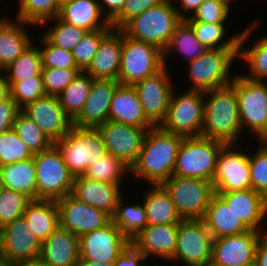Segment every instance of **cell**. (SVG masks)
<instances>
[{"label":"cell","mask_w":267,"mask_h":266,"mask_svg":"<svg viewBox=\"0 0 267 266\" xmlns=\"http://www.w3.org/2000/svg\"><path fill=\"white\" fill-rule=\"evenodd\" d=\"M256 151L249 149L251 189L267 199V142L258 141Z\"/></svg>","instance_id":"45"},{"label":"cell","mask_w":267,"mask_h":266,"mask_svg":"<svg viewBox=\"0 0 267 266\" xmlns=\"http://www.w3.org/2000/svg\"><path fill=\"white\" fill-rule=\"evenodd\" d=\"M218 1H220V2H222V3H224V4H226V5H228L230 8H233V7H231V6L233 5V2H234L235 0H218Z\"/></svg>","instance_id":"61"},{"label":"cell","mask_w":267,"mask_h":266,"mask_svg":"<svg viewBox=\"0 0 267 266\" xmlns=\"http://www.w3.org/2000/svg\"><path fill=\"white\" fill-rule=\"evenodd\" d=\"M38 41L41 42L38 47L42 57V68L78 69L70 50L52 45L43 35Z\"/></svg>","instance_id":"49"},{"label":"cell","mask_w":267,"mask_h":266,"mask_svg":"<svg viewBox=\"0 0 267 266\" xmlns=\"http://www.w3.org/2000/svg\"><path fill=\"white\" fill-rule=\"evenodd\" d=\"M145 261H148L145 255L130 243L113 262V266H147L144 265Z\"/></svg>","instance_id":"54"},{"label":"cell","mask_w":267,"mask_h":266,"mask_svg":"<svg viewBox=\"0 0 267 266\" xmlns=\"http://www.w3.org/2000/svg\"><path fill=\"white\" fill-rule=\"evenodd\" d=\"M260 20H252L251 23L242 29L239 37L238 59L247 62L248 73L243 74L248 79L267 82V35L257 38L253 41L251 48L245 47L248 38L252 36L254 30L260 26Z\"/></svg>","instance_id":"30"},{"label":"cell","mask_w":267,"mask_h":266,"mask_svg":"<svg viewBox=\"0 0 267 266\" xmlns=\"http://www.w3.org/2000/svg\"><path fill=\"white\" fill-rule=\"evenodd\" d=\"M193 28L195 36L207 49L238 48L240 32L226 36L225 24H208L202 21H187Z\"/></svg>","instance_id":"38"},{"label":"cell","mask_w":267,"mask_h":266,"mask_svg":"<svg viewBox=\"0 0 267 266\" xmlns=\"http://www.w3.org/2000/svg\"><path fill=\"white\" fill-rule=\"evenodd\" d=\"M164 0H126L122 11L110 22L113 29H121L129 20Z\"/></svg>","instance_id":"52"},{"label":"cell","mask_w":267,"mask_h":266,"mask_svg":"<svg viewBox=\"0 0 267 266\" xmlns=\"http://www.w3.org/2000/svg\"><path fill=\"white\" fill-rule=\"evenodd\" d=\"M205 0H176L174 2L175 5L179 4L176 10L178 12L179 17L182 20H186L187 18L191 17L197 8L204 2ZM190 12V13H188Z\"/></svg>","instance_id":"56"},{"label":"cell","mask_w":267,"mask_h":266,"mask_svg":"<svg viewBox=\"0 0 267 266\" xmlns=\"http://www.w3.org/2000/svg\"><path fill=\"white\" fill-rule=\"evenodd\" d=\"M128 175V176H126ZM132 176L130 174V168L124 164L121 160L113 157L110 154H106L100 158L97 162L90 165L83 175L86 178L123 186L125 189V178Z\"/></svg>","instance_id":"39"},{"label":"cell","mask_w":267,"mask_h":266,"mask_svg":"<svg viewBox=\"0 0 267 266\" xmlns=\"http://www.w3.org/2000/svg\"><path fill=\"white\" fill-rule=\"evenodd\" d=\"M51 21V22H50ZM53 23V24H52ZM51 25V26H50ZM45 29L42 35L54 46L72 51L83 38L86 30L70 25L58 17L47 20L40 25Z\"/></svg>","instance_id":"40"},{"label":"cell","mask_w":267,"mask_h":266,"mask_svg":"<svg viewBox=\"0 0 267 266\" xmlns=\"http://www.w3.org/2000/svg\"><path fill=\"white\" fill-rule=\"evenodd\" d=\"M266 218H267V206H266ZM266 220V222H267V219H265ZM265 234H267V228L265 227L264 228V231H263Z\"/></svg>","instance_id":"62"},{"label":"cell","mask_w":267,"mask_h":266,"mask_svg":"<svg viewBox=\"0 0 267 266\" xmlns=\"http://www.w3.org/2000/svg\"><path fill=\"white\" fill-rule=\"evenodd\" d=\"M213 239L203 219L182 220L178 224L177 247L170 264L209 266Z\"/></svg>","instance_id":"12"},{"label":"cell","mask_w":267,"mask_h":266,"mask_svg":"<svg viewBox=\"0 0 267 266\" xmlns=\"http://www.w3.org/2000/svg\"><path fill=\"white\" fill-rule=\"evenodd\" d=\"M169 193L182 220L203 219L212 196V182L172 176L161 184Z\"/></svg>","instance_id":"11"},{"label":"cell","mask_w":267,"mask_h":266,"mask_svg":"<svg viewBox=\"0 0 267 266\" xmlns=\"http://www.w3.org/2000/svg\"><path fill=\"white\" fill-rule=\"evenodd\" d=\"M22 111L55 143L68 133L72 120L65 114L56 95L46 94L28 104Z\"/></svg>","instance_id":"20"},{"label":"cell","mask_w":267,"mask_h":266,"mask_svg":"<svg viewBox=\"0 0 267 266\" xmlns=\"http://www.w3.org/2000/svg\"><path fill=\"white\" fill-rule=\"evenodd\" d=\"M94 80L90 74L80 71L69 86L57 96L62 109L72 121L82 111Z\"/></svg>","instance_id":"37"},{"label":"cell","mask_w":267,"mask_h":266,"mask_svg":"<svg viewBox=\"0 0 267 266\" xmlns=\"http://www.w3.org/2000/svg\"><path fill=\"white\" fill-rule=\"evenodd\" d=\"M183 136L167 132L160 126L150 128L130 174L151 185H160L174 174L179 145Z\"/></svg>","instance_id":"1"},{"label":"cell","mask_w":267,"mask_h":266,"mask_svg":"<svg viewBox=\"0 0 267 266\" xmlns=\"http://www.w3.org/2000/svg\"><path fill=\"white\" fill-rule=\"evenodd\" d=\"M76 266H113V263H103L91 260H79Z\"/></svg>","instance_id":"60"},{"label":"cell","mask_w":267,"mask_h":266,"mask_svg":"<svg viewBox=\"0 0 267 266\" xmlns=\"http://www.w3.org/2000/svg\"><path fill=\"white\" fill-rule=\"evenodd\" d=\"M54 144L74 177L83 176L90 165L108 153L97 128L72 124L65 137Z\"/></svg>","instance_id":"6"},{"label":"cell","mask_w":267,"mask_h":266,"mask_svg":"<svg viewBox=\"0 0 267 266\" xmlns=\"http://www.w3.org/2000/svg\"><path fill=\"white\" fill-rule=\"evenodd\" d=\"M204 124V92L173 90L167 115L160 127L183 137H199Z\"/></svg>","instance_id":"10"},{"label":"cell","mask_w":267,"mask_h":266,"mask_svg":"<svg viewBox=\"0 0 267 266\" xmlns=\"http://www.w3.org/2000/svg\"><path fill=\"white\" fill-rule=\"evenodd\" d=\"M124 192L122 186L78 176L74 178L70 194L77 200L105 211L112 217L119 198Z\"/></svg>","instance_id":"24"},{"label":"cell","mask_w":267,"mask_h":266,"mask_svg":"<svg viewBox=\"0 0 267 266\" xmlns=\"http://www.w3.org/2000/svg\"><path fill=\"white\" fill-rule=\"evenodd\" d=\"M147 189L142 196L147 225L179 224L182 218L166 189L161 184L151 185Z\"/></svg>","instance_id":"33"},{"label":"cell","mask_w":267,"mask_h":266,"mask_svg":"<svg viewBox=\"0 0 267 266\" xmlns=\"http://www.w3.org/2000/svg\"><path fill=\"white\" fill-rule=\"evenodd\" d=\"M112 29L87 31L80 42L71 51L80 71H85L94 58L101 40Z\"/></svg>","instance_id":"47"},{"label":"cell","mask_w":267,"mask_h":266,"mask_svg":"<svg viewBox=\"0 0 267 266\" xmlns=\"http://www.w3.org/2000/svg\"><path fill=\"white\" fill-rule=\"evenodd\" d=\"M126 196L123 194L118 201L112 222L120 232L130 241L144 229L147 225L146 211L143 203L130 204L125 202Z\"/></svg>","instance_id":"36"},{"label":"cell","mask_w":267,"mask_h":266,"mask_svg":"<svg viewBox=\"0 0 267 266\" xmlns=\"http://www.w3.org/2000/svg\"><path fill=\"white\" fill-rule=\"evenodd\" d=\"M237 58L238 48L208 49L186 64L191 83L187 90L205 92L230 85L236 76L231 68Z\"/></svg>","instance_id":"4"},{"label":"cell","mask_w":267,"mask_h":266,"mask_svg":"<svg viewBox=\"0 0 267 266\" xmlns=\"http://www.w3.org/2000/svg\"><path fill=\"white\" fill-rule=\"evenodd\" d=\"M242 266H256V264L252 263V264H246V265H242Z\"/></svg>","instance_id":"64"},{"label":"cell","mask_w":267,"mask_h":266,"mask_svg":"<svg viewBox=\"0 0 267 266\" xmlns=\"http://www.w3.org/2000/svg\"><path fill=\"white\" fill-rule=\"evenodd\" d=\"M256 266H267V234L260 232L255 257Z\"/></svg>","instance_id":"57"},{"label":"cell","mask_w":267,"mask_h":266,"mask_svg":"<svg viewBox=\"0 0 267 266\" xmlns=\"http://www.w3.org/2000/svg\"><path fill=\"white\" fill-rule=\"evenodd\" d=\"M79 69L42 68L46 94L58 96L79 74Z\"/></svg>","instance_id":"50"},{"label":"cell","mask_w":267,"mask_h":266,"mask_svg":"<svg viewBox=\"0 0 267 266\" xmlns=\"http://www.w3.org/2000/svg\"><path fill=\"white\" fill-rule=\"evenodd\" d=\"M60 20L86 31L113 29L101 12L98 0H68L60 5Z\"/></svg>","instance_id":"29"},{"label":"cell","mask_w":267,"mask_h":266,"mask_svg":"<svg viewBox=\"0 0 267 266\" xmlns=\"http://www.w3.org/2000/svg\"><path fill=\"white\" fill-rule=\"evenodd\" d=\"M164 68L163 50L159 47L130 38L123 33L118 82L135 85Z\"/></svg>","instance_id":"9"},{"label":"cell","mask_w":267,"mask_h":266,"mask_svg":"<svg viewBox=\"0 0 267 266\" xmlns=\"http://www.w3.org/2000/svg\"><path fill=\"white\" fill-rule=\"evenodd\" d=\"M3 184H2V181H1V179H0V194H1V192H2V190H3Z\"/></svg>","instance_id":"63"},{"label":"cell","mask_w":267,"mask_h":266,"mask_svg":"<svg viewBox=\"0 0 267 266\" xmlns=\"http://www.w3.org/2000/svg\"><path fill=\"white\" fill-rule=\"evenodd\" d=\"M225 145L202 136L184 137L178 148L173 176L212 182L218 155Z\"/></svg>","instance_id":"7"},{"label":"cell","mask_w":267,"mask_h":266,"mask_svg":"<svg viewBox=\"0 0 267 266\" xmlns=\"http://www.w3.org/2000/svg\"><path fill=\"white\" fill-rule=\"evenodd\" d=\"M56 204L60 226L78 237L102 228L112 220L105 211L79 201L71 194L56 200Z\"/></svg>","instance_id":"18"},{"label":"cell","mask_w":267,"mask_h":266,"mask_svg":"<svg viewBox=\"0 0 267 266\" xmlns=\"http://www.w3.org/2000/svg\"><path fill=\"white\" fill-rule=\"evenodd\" d=\"M242 134L235 89L227 85L205 91L204 124L201 136L224 144L236 145L240 139H244L241 138Z\"/></svg>","instance_id":"2"},{"label":"cell","mask_w":267,"mask_h":266,"mask_svg":"<svg viewBox=\"0 0 267 266\" xmlns=\"http://www.w3.org/2000/svg\"><path fill=\"white\" fill-rule=\"evenodd\" d=\"M230 85L235 89L242 132L255 135L256 141L266 140L267 82L248 79L238 72Z\"/></svg>","instance_id":"5"},{"label":"cell","mask_w":267,"mask_h":266,"mask_svg":"<svg viewBox=\"0 0 267 266\" xmlns=\"http://www.w3.org/2000/svg\"><path fill=\"white\" fill-rule=\"evenodd\" d=\"M10 96L22 110L37 98L46 95L42 75L33 76L23 81H8Z\"/></svg>","instance_id":"44"},{"label":"cell","mask_w":267,"mask_h":266,"mask_svg":"<svg viewBox=\"0 0 267 266\" xmlns=\"http://www.w3.org/2000/svg\"><path fill=\"white\" fill-rule=\"evenodd\" d=\"M13 129L33 155L47 150L53 144L42 129L22 110L16 116Z\"/></svg>","instance_id":"43"},{"label":"cell","mask_w":267,"mask_h":266,"mask_svg":"<svg viewBox=\"0 0 267 266\" xmlns=\"http://www.w3.org/2000/svg\"><path fill=\"white\" fill-rule=\"evenodd\" d=\"M123 45V32L112 29L100 42L98 50L85 70L94 79L118 81Z\"/></svg>","instance_id":"26"},{"label":"cell","mask_w":267,"mask_h":266,"mask_svg":"<svg viewBox=\"0 0 267 266\" xmlns=\"http://www.w3.org/2000/svg\"><path fill=\"white\" fill-rule=\"evenodd\" d=\"M108 154L129 168L137 161L147 129L108 120L97 127Z\"/></svg>","instance_id":"16"},{"label":"cell","mask_w":267,"mask_h":266,"mask_svg":"<svg viewBox=\"0 0 267 266\" xmlns=\"http://www.w3.org/2000/svg\"><path fill=\"white\" fill-rule=\"evenodd\" d=\"M259 237L260 232L250 230L213 239L209 266H242L255 263Z\"/></svg>","instance_id":"19"},{"label":"cell","mask_w":267,"mask_h":266,"mask_svg":"<svg viewBox=\"0 0 267 266\" xmlns=\"http://www.w3.org/2000/svg\"><path fill=\"white\" fill-rule=\"evenodd\" d=\"M238 145L226 144L218 155L212 179L215 193L251 189L249 148Z\"/></svg>","instance_id":"13"},{"label":"cell","mask_w":267,"mask_h":266,"mask_svg":"<svg viewBox=\"0 0 267 266\" xmlns=\"http://www.w3.org/2000/svg\"><path fill=\"white\" fill-rule=\"evenodd\" d=\"M3 167V163L1 161V158H0V169Z\"/></svg>","instance_id":"65"},{"label":"cell","mask_w":267,"mask_h":266,"mask_svg":"<svg viewBox=\"0 0 267 266\" xmlns=\"http://www.w3.org/2000/svg\"><path fill=\"white\" fill-rule=\"evenodd\" d=\"M39 257L49 266H76L80 259L79 237L59 226L42 242Z\"/></svg>","instance_id":"27"},{"label":"cell","mask_w":267,"mask_h":266,"mask_svg":"<svg viewBox=\"0 0 267 266\" xmlns=\"http://www.w3.org/2000/svg\"><path fill=\"white\" fill-rule=\"evenodd\" d=\"M10 266H49L40 257L30 260L18 261Z\"/></svg>","instance_id":"59"},{"label":"cell","mask_w":267,"mask_h":266,"mask_svg":"<svg viewBox=\"0 0 267 266\" xmlns=\"http://www.w3.org/2000/svg\"><path fill=\"white\" fill-rule=\"evenodd\" d=\"M175 7L174 0H164L129 20L120 30L132 39L164 50L175 27L182 21Z\"/></svg>","instance_id":"3"},{"label":"cell","mask_w":267,"mask_h":266,"mask_svg":"<svg viewBox=\"0 0 267 266\" xmlns=\"http://www.w3.org/2000/svg\"><path fill=\"white\" fill-rule=\"evenodd\" d=\"M177 233L178 224L146 225L131 243L145 255L147 260L155 257L154 262L159 259L162 262L164 260L165 264L174 257Z\"/></svg>","instance_id":"21"},{"label":"cell","mask_w":267,"mask_h":266,"mask_svg":"<svg viewBox=\"0 0 267 266\" xmlns=\"http://www.w3.org/2000/svg\"><path fill=\"white\" fill-rule=\"evenodd\" d=\"M109 120L149 130L154 125L144 114L137 92L131 85L119 84L110 103Z\"/></svg>","instance_id":"28"},{"label":"cell","mask_w":267,"mask_h":266,"mask_svg":"<svg viewBox=\"0 0 267 266\" xmlns=\"http://www.w3.org/2000/svg\"><path fill=\"white\" fill-rule=\"evenodd\" d=\"M19 111L20 109L10 95L0 101V133L13 128Z\"/></svg>","instance_id":"53"},{"label":"cell","mask_w":267,"mask_h":266,"mask_svg":"<svg viewBox=\"0 0 267 266\" xmlns=\"http://www.w3.org/2000/svg\"><path fill=\"white\" fill-rule=\"evenodd\" d=\"M130 243L111 220L106 226L79 237V260L113 263Z\"/></svg>","instance_id":"17"},{"label":"cell","mask_w":267,"mask_h":266,"mask_svg":"<svg viewBox=\"0 0 267 266\" xmlns=\"http://www.w3.org/2000/svg\"><path fill=\"white\" fill-rule=\"evenodd\" d=\"M115 80L95 79L80 114L72 121L79 127L97 128L109 120L110 103L116 87Z\"/></svg>","instance_id":"23"},{"label":"cell","mask_w":267,"mask_h":266,"mask_svg":"<svg viewBox=\"0 0 267 266\" xmlns=\"http://www.w3.org/2000/svg\"><path fill=\"white\" fill-rule=\"evenodd\" d=\"M14 18L0 17V70L6 69L35 42L27 31L35 25Z\"/></svg>","instance_id":"25"},{"label":"cell","mask_w":267,"mask_h":266,"mask_svg":"<svg viewBox=\"0 0 267 266\" xmlns=\"http://www.w3.org/2000/svg\"><path fill=\"white\" fill-rule=\"evenodd\" d=\"M231 8L218 0H205L186 21L225 24Z\"/></svg>","instance_id":"51"},{"label":"cell","mask_w":267,"mask_h":266,"mask_svg":"<svg viewBox=\"0 0 267 266\" xmlns=\"http://www.w3.org/2000/svg\"><path fill=\"white\" fill-rule=\"evenodd\" d=\"M36 171V200H58L71 193L74 176L53 143L47 150L33 155Z\"/></svg>","instance_id":"8"},{"label":"cell","mask_w":267,"mask_h":266,"mask_svg":"<svg viewBox=\"0 0 267 266\" xmlns=\"http://www.w3.org/2000/svg\"><path fill=\"white\" fill-rule=\"evenodd\" d=\"M41 244L36 235L29 233L25 218H17L0 229V262L2 266H10L38 258Z\"/></svg>","instance_id":"15"},{"label":"cell","mask_w":267,"mask_h":266,"mask_svg":"<svg viewBox=\"0 0 267 266\" xmlns=\"http://www.w3.org/2000/svg\"><path fill=\"white\" fill-rule=\"evenodd\" d=\"M208 49L195 36L192 26L186 21L182 20L174 30L172 37L166 48L163 50L164 67H170L167 62L168 59L173 58L177 54L182 55L185 62H191ZM175 55H174V54Z\"/></svg>","instance_id":"34"},{"label":"cell","mask_w":267,"mask_h":266,"mask_svg":"<svg viewBox=\"0 0 267 266\" xmlns=\"http://www.w3.org/2000/svg\"><path fill=\"white\" fill-rule=\"evenodd\" d=\"M0 158L3 165L33 158L27 145L12 128L0 133Z\"/></svg>","instance_id":"48"},{"label":"cell","mask_w":267,"mask_h":266,"mask_svg":"<svg viewBox=\"0 0 267 266\" xmlns=\"http://www.w3.org/2000/svg\"><path fill=\"white\" fill-rule=\"evenodd\" d=\"M126 0H98L101 12L111 22L121 11Z\"/></svg>","instance_id":"55"},{"label":"cell","mask_w":267,"mask_h":266,"mask_svg":"<svg viewBox=\"0 0 267 266\" xmlns=\"http://www.w3.org/2000/svg\"><path fill=\"white\" fill-rule=\"evenodd\" d=\"M16 19L35 25H40L58 16L60 0H18Z\"/></svg>","instance_id":"41"},{"label":"cell","mask_w":267,"mask_h":266,"mask_svg":"<svg viewBox=\"0 0 267 266\" xmlns=\"http://www.w3.org/2000/svg\"><path fill=\"white\" fill-rule=\"evenodd\" d=\"M29 197L21 192L3 188L0 194V229L17 218L23 217Z\"/></svg>","instance_id":"46"},{"label":"cell","mask_w":267,"mask_h":266,"mask_svg":"<svg viewBox=\"0 0 267 266\" xmlns=\"http://www.w3.org/2000/svg\"><path fill=\"white\" fill-rule=\"evenodd\" d=\"M217 194L226 205L240 218L243 224L252 231L263 232L267 226V199L252 189L230 191ZM265 222V223H264Z\"/></svg>","instance_id":"22"},{"label":"cell","mask_w":267,"mask_h":266,"mask_svg":"<svg viewBox=\"0 0 267 266\" xmlns=\"http://www.w3.org/2000/svg\"><path fill=\"white\" fill-rule=\"evenodd\" d=\"M3 187L21 192L36 200V171L33 158L3 165L0 169Z\"/></svg>","instance_id":"35"},{"label":"cell","mask_w":267,"mask_h":266,"mask_svg":"<svg viewBox=\"0 0 267 266\" xmlns=\"http://www.w3.org/2000/svg\"><path fill=\"white\" fill-rule=\"evenodd\" d=\"M36 45V42H33L4 69L7 81H23L33 76L42 75V57L40 49Z\"/></svg>","instance_id":"42"},{"label":"cell","mask_w":267,"mask_h":266,"mask_svg":"<svg viewBox=\"0 0 267 266\" xmlns=\"http://www.w3.org/2000/svg\"><path fill=\"white\" fill-rule=\"evenodd\" d=\"M203 220L214 239L250 231L217 194L212 196Z\"/></svg>","instance_id":"31"},{"label":"cell","mask_w":267,"mask_h":266,"mask_svg":"<svg viewBox=\"0 0 267 266\" xmlns=\"http://www.w3.org/2000/svg\"><path fill=\"white\" fill-rule=\"evenodd\" d=\"M10 95V88L4 70H0V101Z\"/></svg>","instance_id":"58"},{"label":"cell","mask_w":267,"mask_h":266,"mask_svg":"<svg viewBox=\"0 0 267 266\" xmlns=\"http://www.w3.org/2000/svg\"><path fill=\"white\" fill-rule=\"evenodd\" d=\"M23 217L28 223L29 233L36 235L41 242L60 226L58 207L54 200H31Z\"/></svg>","instance_id":"32"},{"label":"cell","mask_w":267,"mask_h":266,"mask_svg":"<svg viewBox=\"0 0 267 266\" xmlns=\"http://www.w3.org/2000/svg\"><path fill=\"white\" fill-rule=\"evenodd\" d=\"M168 71V67H164L158 73L133 85L145 116L154 126H160L165 120L175 89L172 74Z\"/></svg>","instance_id":"14"}]
</instances>
